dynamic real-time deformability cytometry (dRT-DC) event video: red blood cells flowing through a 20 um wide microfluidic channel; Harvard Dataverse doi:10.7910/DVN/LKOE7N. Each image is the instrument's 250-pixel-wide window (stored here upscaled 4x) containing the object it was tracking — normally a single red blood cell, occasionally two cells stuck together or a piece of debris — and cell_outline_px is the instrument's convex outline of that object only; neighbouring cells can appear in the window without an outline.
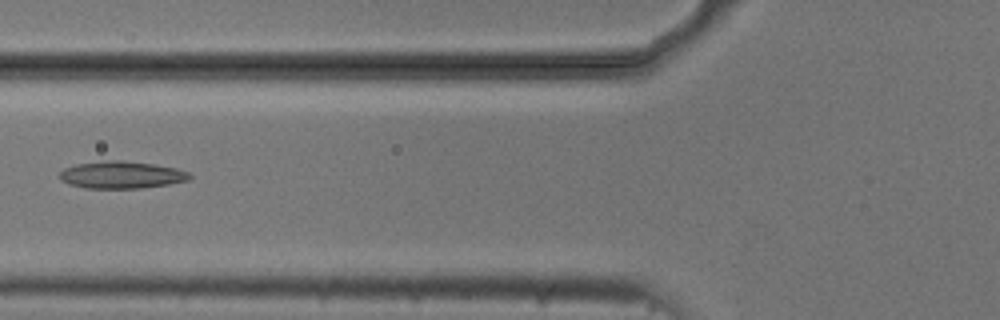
{"species": "common noctule bat (a hibernating species)", "species_latin": "Nyctalus noctula", "temperature_condition": "cold", "stored_images_in_passage": 6, "camera_frame_rate_fps": 3000, "um_per_image_px": 0.085, "animal": {"sex": "male", "body_mass_g": 20.5, "forearm_length_mm": 52.5}, "frame": {"image": 1, "passage_image": 6, "time_ms": 1.667, "image_size_px": [1000, 320], "cell_outline_px": [[192, 176], [188, 180], [168, 184], [140, 188], [84, 188], [68, 184], [60, 180], [60, 172], [64, 168], [76, 164], [104, 160], [120, 160], [152, 164], [176, 168], [188, 172]], "centroid_in_image_um": [10.29, 14.86], "position_along_channel_um": 115.5, "area_um2": 20.58}}